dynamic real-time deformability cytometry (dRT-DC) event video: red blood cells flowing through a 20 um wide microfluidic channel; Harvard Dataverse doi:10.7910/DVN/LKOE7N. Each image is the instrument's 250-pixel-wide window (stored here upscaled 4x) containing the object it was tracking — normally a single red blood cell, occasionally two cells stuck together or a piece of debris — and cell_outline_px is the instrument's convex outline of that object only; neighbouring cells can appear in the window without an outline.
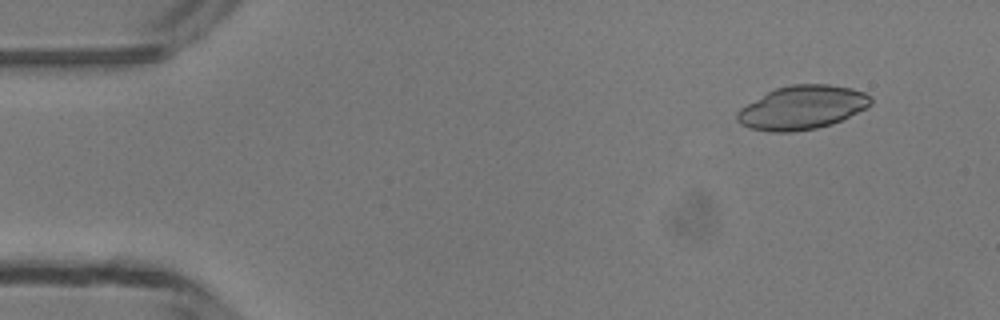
{"species": "common noctule bat (a hibernating species)", "species_latin": "Nyctalus noctula", "temperature_condition": "room temperature", "stored_images_in_passage": 49, "camera_frame_rate_fps": 3000, "um_per_image_px": 0.085, "animal": {"sex": "male", "body_mass_g": 13.3}, "frame": {"image": 1, "passage_image": 5, "time_ms": 1.333, "image_size_px": [1000, 320], "cell_outline_px": [[872, 104], [832, 124], [816, 128], [792, 132], [768, 132], [748, 128], [740, 124], [736, 120], [736, 112], [740, 108], [768, 92], [776, 88], [792, 84], [828, 84], [852, 88], [864, 92], [872, 96]], "centroid_in_image_um": [68.15, 9.14], "position_along_channel_um": 16.8, "area_um2": 33.99}}